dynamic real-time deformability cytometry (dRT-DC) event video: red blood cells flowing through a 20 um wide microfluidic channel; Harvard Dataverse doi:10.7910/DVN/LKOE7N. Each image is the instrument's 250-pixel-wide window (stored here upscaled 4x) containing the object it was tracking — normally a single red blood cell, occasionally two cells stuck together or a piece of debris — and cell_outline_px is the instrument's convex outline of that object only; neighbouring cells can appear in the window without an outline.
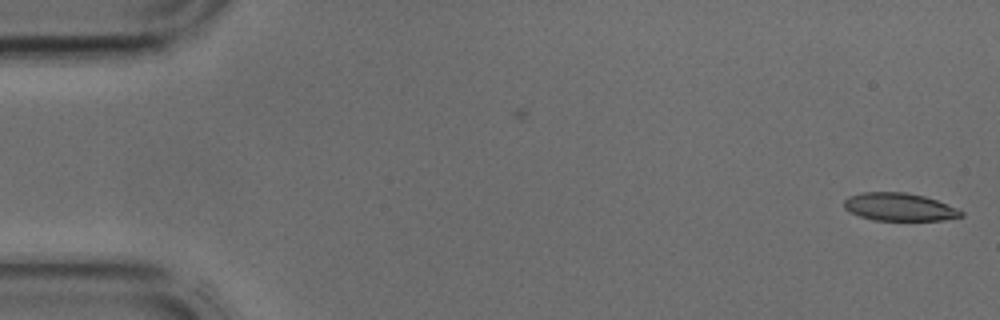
{"species": "common noctule bat (a hibernating species)", "species_latin": "Nyctalus noctula", "temperature_condition": "cold", "stored_images_in_passage": 5, "camera_frame_rate_fps": 3000, "um_per_image_px": 0.085, "animal": {"sex": "male", "body_mass_g": 17.9, "forearm_length_mm": 54.2}, "frame": {"image": 1, "passage_image": 5, "time_ms": 1.333, "image_size_px": [1000, 320], "cell_outline_px": [[964, 216], [944, 220], [872, 220], [848, 212], [844, 208], [844, 200], [848, 196], [864, 192], [904, 192], [924, 196], [936, 200], [956, 208], [964, 212]], "centroid_in_image_um": [76.42, 17.59], "position_along_channel_um": 8.6, "area_um2": 19.02}}